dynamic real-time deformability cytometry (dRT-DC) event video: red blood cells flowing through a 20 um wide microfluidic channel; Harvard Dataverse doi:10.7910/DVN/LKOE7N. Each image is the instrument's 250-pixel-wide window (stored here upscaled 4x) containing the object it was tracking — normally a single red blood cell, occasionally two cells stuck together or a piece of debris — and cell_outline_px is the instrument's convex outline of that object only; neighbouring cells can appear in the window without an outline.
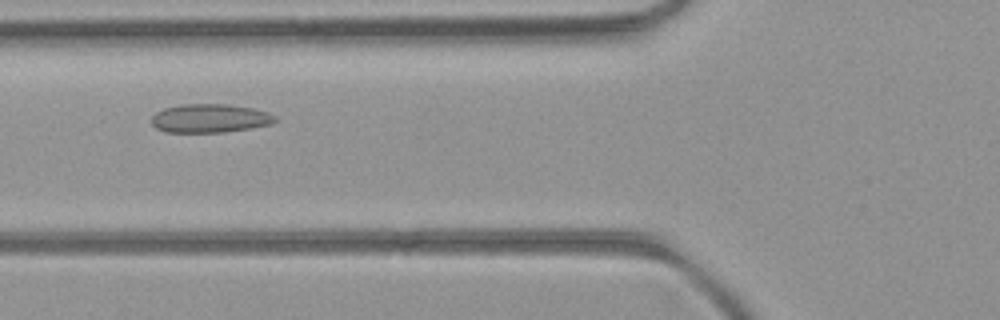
{"species": "common noctule bat (a hibernating species)", "species_latin": "Nyctalus noctula", "temperature_condition": "room temperature", "stored_images_in_passage": 45, "camera_frame_rate_fps": 3000, "um_per_image_px": 0.085, "animal": {"sex": "female", "body_mass_g": 21.9}, "frame": {"image": 1, "passage_image": 14, "time_ms": 4.333, "image_size_px": [1000, 320], "cell_outline_px": [[276, 120], [272, 124], [252, 128], [224, 132], [164, 132], [156, 128], [152, 124], [152, 116], [156, 112], [164, 108], [180, 104], [228, 104], [252, 108], [268, 112], [276, 116]], "centroid_in_image_um": [17.84, 10.05], "position_along_channel_um": 108.0, "area_um2": 20.75}}
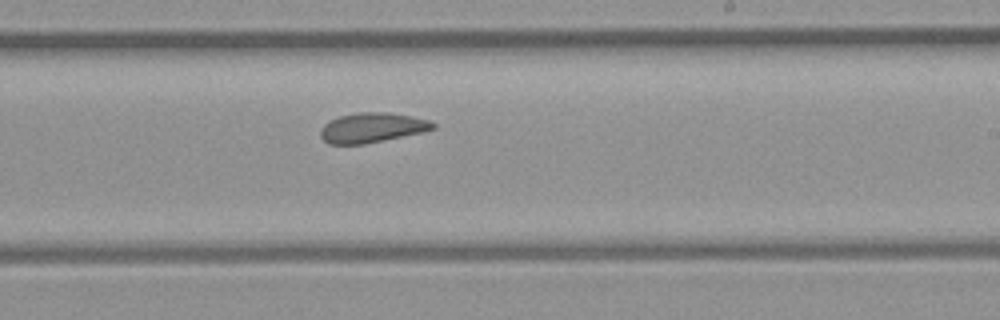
{"frame": {"image": 2, "passage_image": 25, "time_ms": 8.0, "image_size_px": [1000, 320], "cell_outline_px": [[436, 128], [420, 132], [384, 140], [364, 144], [328, 144], [320, 136], [320, 128], [328, 120], [340, 116], [360, 112], [388, 112], [428, 120], [436, 124]], "centroid_in_image_um": [31.57, 10.85], "position_along_channel_um": 257.4, "area_um2": 19.36}}
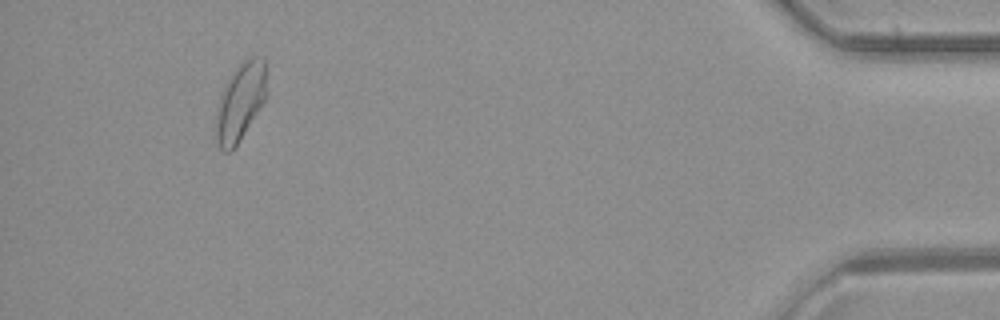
{"frame": {"image": 3, "passage_image": 42, "time_ms": 13.667, "image_size_px": [1000, 320], "cell_outline_px": [[264, 100], [236, 144], [228, 152], [224, 152], [220, 148], [216, 140], [216, 112], [220, 96], [224, 84], [232, 72], [244, 60], [252, 56], [264, 56]], "centroid_in_image_um": [20.37, 8.63], "position_along_channel_um": 414.8, "area_um2": 22.08}, "authors_computed_cell_mechanics": {"area_um2": 20.7502, "velocity_mm_per_s": 4.0749, "shape_relaxation_time_tau1_ms": null, "shape_relaxation_time_tau2_ms": 1.9317, "deformation_change_tau1": null, "deformation_change_tau2": 0.0752}}